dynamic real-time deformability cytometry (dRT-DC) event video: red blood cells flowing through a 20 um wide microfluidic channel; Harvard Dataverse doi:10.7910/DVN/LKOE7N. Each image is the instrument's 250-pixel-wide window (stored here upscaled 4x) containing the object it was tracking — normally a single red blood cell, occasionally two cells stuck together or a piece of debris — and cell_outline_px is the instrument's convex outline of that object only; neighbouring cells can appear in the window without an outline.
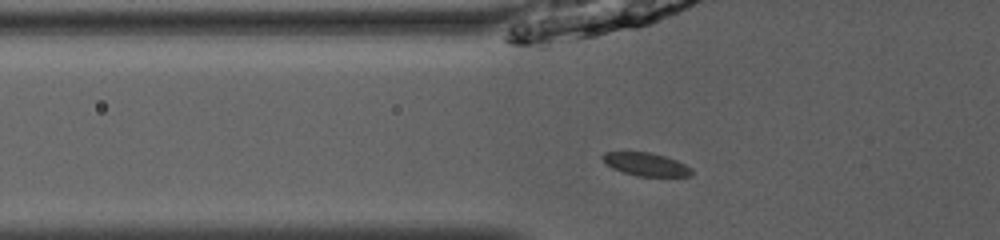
{"species": "common noctule bat (a hibernating species)", "species_latin": "Nyctalus noctula", "temperature_condition": "room temperature", "stored_images_in_passage": 34, "camera_frame_rate_fps": 3000, "um_per_image_px": 0.085, "animal": {"sex": "male", "body_mass_g": 13.0, "forearm_length_mm": 53.1}, "frame": {"image": 1, "passage_image": 2, "time_ms": 0.333, "image_size_px": [1000, 240], "cell_outline_px": [[692, 176], [636, 176], [612, 168], [600, 156], [604, 152], [648, 152], [664, 156], [676, 160], [692, 168]], "centroid_in_image_um": [54.91, 13.97], "position_along_channel_um": 70.9, "area_um2": 11.85}}
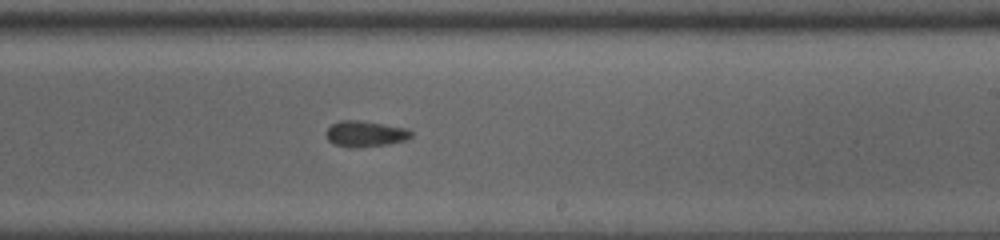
{"frame": {"image": 2, "passage_image": 16, "time_ms": 5.0, "image_size_px": [1000, 240], "cell_outline_px": [[412, 136], [404, 140], [388, 144], [356, 148], [352, 148], [336, 144], [328, 140], [328, 128], [332, 124], [340, 120], [356, 120], [384, 124], [408, 128], [412, 132]], "centroid_in_image_um": [31.08, 11.37], "position_along_channel_um": 257.9, "area_um2": 12.66}}
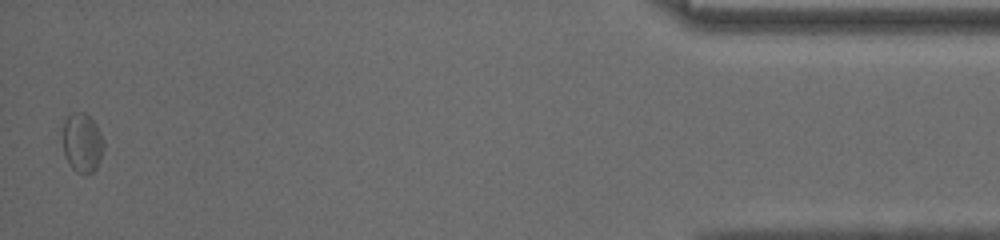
{"frame": {"image": 3, "passage_image": 34, "time_ms": 11.0, "image_size_px": [1000, 240], "cell_outline_px": [[104, 148], [100, 160], [96, 168], [92, 172], [84, 176], [76, 172], [68, 164], [64, 152], [64, 120], [72, 112], [84, 112], [96, 124], [104, 140]], "centroid_in_image_um": [7.01, 12.16], "position_along_channel_um": 428.2, "area_um2": 14.22}, "authors_computed_cell_mechanics": {"area_um2": 13.0628, "velocity_mm_per_s": 4.0142, "shape_relaxation_time_tau1_ms": 2.2152, "shape_relaxation_time_tau2_ms": null, "deformation_change_tau1": 0.0837, "deformation_change_tau2": null}}